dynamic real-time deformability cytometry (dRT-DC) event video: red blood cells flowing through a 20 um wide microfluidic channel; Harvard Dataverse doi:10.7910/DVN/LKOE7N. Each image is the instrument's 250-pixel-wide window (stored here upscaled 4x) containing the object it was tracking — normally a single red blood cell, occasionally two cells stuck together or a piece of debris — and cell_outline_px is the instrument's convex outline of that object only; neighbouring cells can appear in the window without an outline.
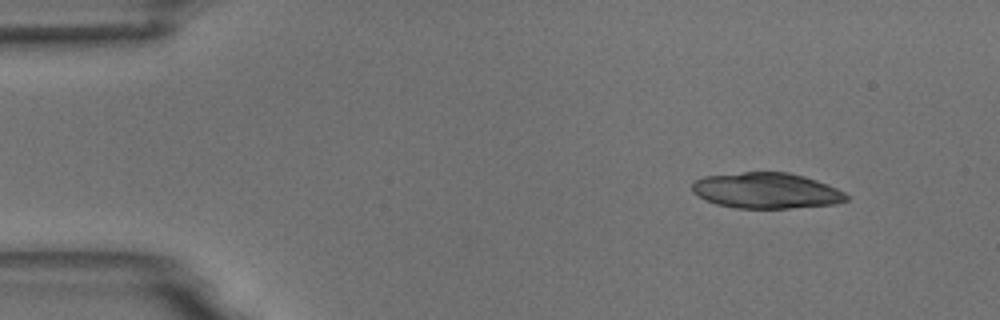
{"species": "common noctule bat (a hibernating species)", "species_latin": "Nyctalus noctula", "temperature_condition": "room temperature", "stored_images_in_passage": 6, "camera_frame_rate_fps": 3000, "um_per_image_px": 0.085, "animal": {"sex": "male", "body_mass_g": 18.8}, "frame": {"image": 1, "passage_image": 1, "time_ms": 0.0, "image_size_px": [1000, 320], "cell_outline_px": [[848, 200], [836, 204], [788, 208], [736, 208], [716, 204], [704, 200], [692, 192], [692, 180], [704, 176], [744, 172], [788, 172], [804, 176], [828, 184], [844, 192], [848, 196]], "centroid_in_image_um": [65.11, 16.2], "position_along_channel_um": 19.9, "area_um2": 32.31}}